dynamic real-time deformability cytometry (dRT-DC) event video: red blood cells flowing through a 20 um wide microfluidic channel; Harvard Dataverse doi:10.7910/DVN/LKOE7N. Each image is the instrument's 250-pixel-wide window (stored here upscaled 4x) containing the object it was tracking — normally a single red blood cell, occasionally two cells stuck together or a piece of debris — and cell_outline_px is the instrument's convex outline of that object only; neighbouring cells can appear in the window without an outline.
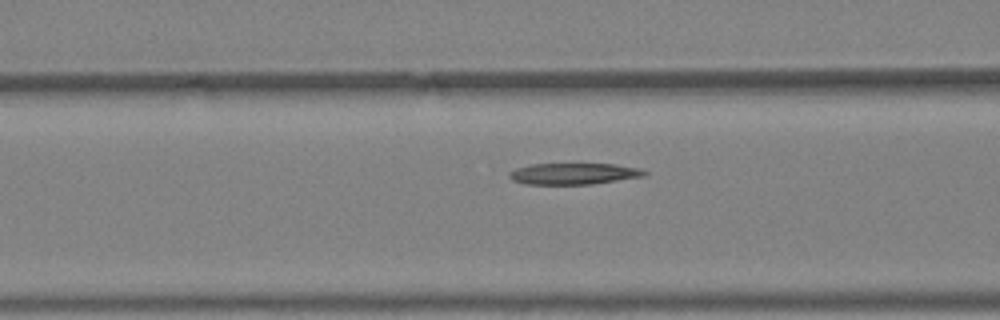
{"species": "Egyptian fruit bat (a non-hibernating species)", "species_latin": "Rousettus aegyptiacus", "temperature_condition": "warm", "stored_images_in_passage": 31, "camera_frame_rate_fps": 3000, "um_per_image_px": 0.085, "animal": {"sex": "female"}, "frame": {"image": 1, "passage_image": 14, "time_ms": 4.333, "image_size_px": [1000, 320], "cell_outline_px": [[648, 172], [644, 176], [592, 184], [524, 184], [512, 180], [508, 176], [508, 172], [516, 168], [532, 164], [616, 164], [640, 168]], "centroid_in_image_um": [48.75, 14.76], "position_along_channel_um": 117.9, "area_um2": 16.82}}
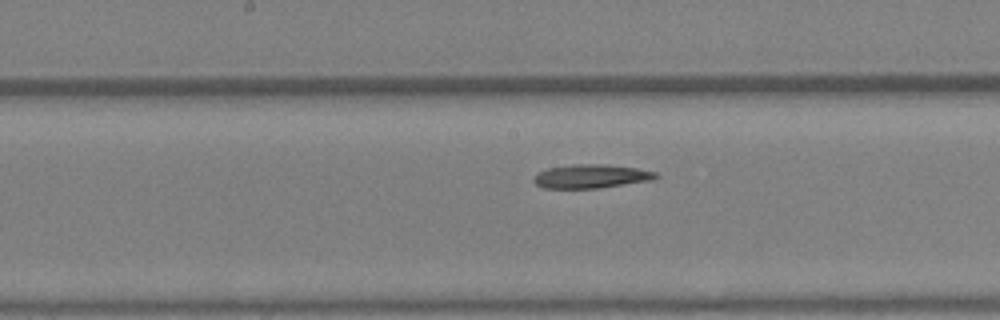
{"frame": {"image": 2, "passage_image": 19, "time_ms": 6.0, "image_size_px": [1000, 320], "cell_outline_px": [[660, 176], [652, 180], [596, 188], [544, 188], [536, 184], [532, 180], [536, 172], [548, 168], [572, 164], [604, 164], [636, 168], [656, 172]], "centroid_in_image_um": [50.21, 14.98], "position_along_channel_um": 198.0, "area_um2": 16.88}}
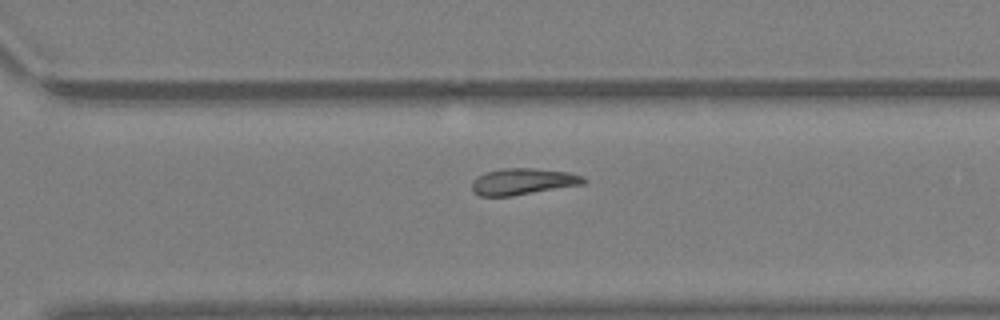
{"frame": {"image": 3, "passage_image": 27, "time_ms": 8.667, "image_size_px": [1000, 320], "cell_outline_px": [[588, 180], [584, 184], [512, 196], [480, 196], [472, 192], [472, 180], [488, 172], [504, 168], [532, 168], [568, 172], [584, 176]], "centroid_in_image_um": [44.47, 15.44], "position_along_channel_um": 326.1, "area_um2": 17.17}}